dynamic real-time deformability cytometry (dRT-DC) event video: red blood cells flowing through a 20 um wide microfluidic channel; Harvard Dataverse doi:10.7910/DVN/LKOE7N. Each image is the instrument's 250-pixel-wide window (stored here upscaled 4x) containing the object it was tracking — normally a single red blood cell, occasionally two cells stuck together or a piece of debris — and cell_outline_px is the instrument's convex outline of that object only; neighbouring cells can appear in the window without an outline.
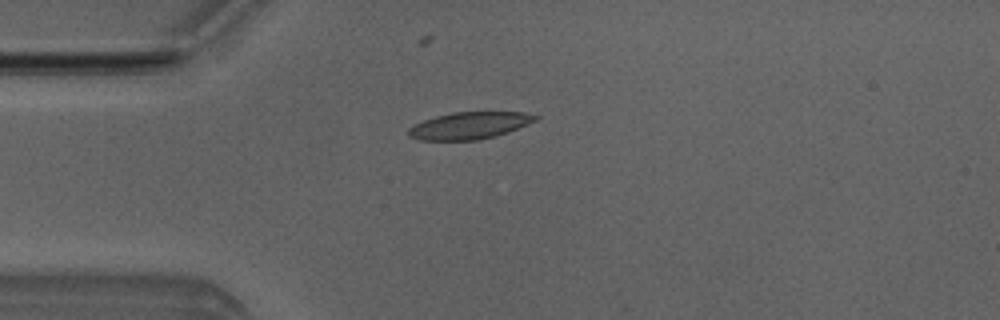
{"species": "Egyptian fruit bat (a non-hibernating species)", "species_latin": "Rousettus aegyptiacus", "temperature_condition": "room temperature", "stored_images_in_passage": 4, "camera_frame_rate_fps": 3000, "um_per_image_px": 0.085, "animal": {"sex": "male"}, "frame": {"image": 1, "passage_image": 1, "time_ms": 0.0, "image_size_px": [1000, 320], "cell_outline_px": [[540, 116], [536, 120], [528, 124], [508, 132], [496, 136], [476, 140], [420, 140], [408, 136], [408, 128], [412, 124], [436, 116], [452, 112], [524, 112]], "centroid_in_image_um": [39.88, 10.67], "position_along_channel_um": 45.1, "area_um2": 20.06}}